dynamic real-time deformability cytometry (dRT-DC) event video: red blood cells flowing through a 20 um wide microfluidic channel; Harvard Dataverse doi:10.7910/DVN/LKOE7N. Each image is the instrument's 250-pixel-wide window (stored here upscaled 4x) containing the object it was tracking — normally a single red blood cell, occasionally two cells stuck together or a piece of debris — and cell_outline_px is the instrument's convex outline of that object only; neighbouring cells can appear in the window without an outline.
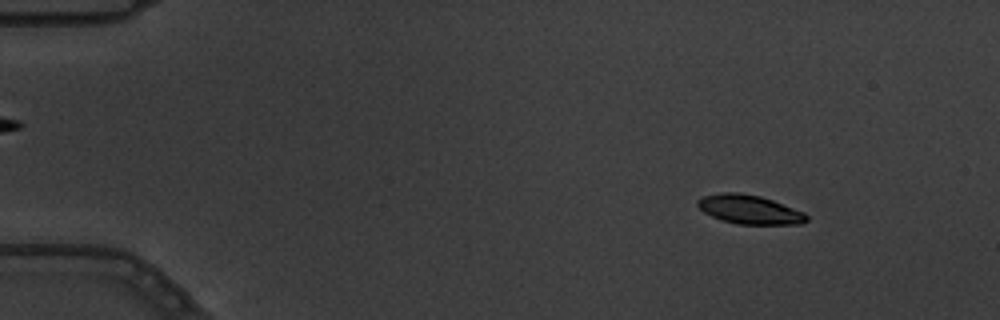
{"species": "common noctule bat (a hibernating species)", "species_latin": "Nyctalus noctula", "temperature_condition": "warm", "stored_images_in_passage": 5, "camera_frame_rate_fps": 3000, "um_per_image_px": 0.085, "animal": {"sex": "male", "body_mass_g": 19.5, "forearm_length_mm": 54.6}, "frame": {"image": 1, "passage_image": 2, "time_ms": 0.333, "image_size_px": [1000, 320], "cell_outline_px": [[808, 220], [800, 224], [736, 224], [712, 216], [704, 212], [696, 204], [696, 200], [700, 196], [720, 192], [740, 192], [760, 196], [772, 200], [804, 212], [808, 216]], "centroid_in_image_um": [63.67, 17.79], "position_along_channel_um": 21.3, "area_um2": 18.44}}
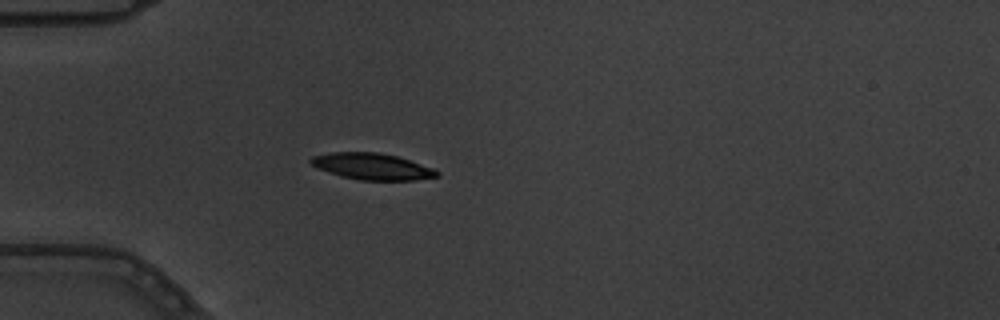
{"frame": {"image": 2, "passage_image": 5, "time_ms": 1.333, "image_size_px": [1000, 320], "cell_outline_px": [[440, 176], [416, 180], [360, 180], [344, 176], [320, 168], [312, 164], [308, 160], [312, 156], [332, 152], [376, 152], [396, 156], [436, 168], [440, 172]], "centroid_in_image_um": [31.72, 14.14], "position_along_channel_um": 53.3, "area_um2": 19.25}}